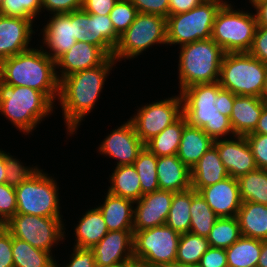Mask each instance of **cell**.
<instances>
[{"label": "cell", "instance_id": "obj_1", "mask_svg": "<svg viewBox=\"0 0 267 267\" xmlns=\"http://www.w3.org/2000/svg\"><path fill=\"white\" fill-rule=\"evenodd\" d=\"M115 61L113 57H108L101 65L70 74L60 81L58 99L63 108L67 130L71 134L94 108Z\"/></svg>", "mask_w": 267, "mask_h": 267}, {"label": "cell", "instance_id": "obj_2", "mask_svg": "<svg viewBox=\"0 0 267 267\" xmlns=\"http://www.w3.org/2000/svg\"><path fill=\"white\" fill-rule=\"evenodd\" d=\"M31 48L0 62V80L43 92L52 102L59 97L55 61L42 49ZM56 95V96H55Z\"/></svg>", "mask_w": 267, "mask_h": 267}, {"label": "cell", "instance_id": "obj_3", "mask_svg": "<svg viewBox=\"0 0 267 267\" xmlns=\"http://www.w3.org/2000/svg\"><path fill=\"white\" fill-rule=\"evenodd\" d=\"M220 86L219 81L196 84L183 89L180 94L183 102V115L187 123L199 127L214 141L232 133L229 117L218 112L215 107Z\"/></svg>", "mask_w": 267, "mask_h": 267}, {"label": "cell", "instance_id": "obj_4", "mask_svg": "<svg viewBox=\"0 0 267 267\" xmlns=\"http://www.w3.org/2000/svg\"><path fill=\"white\" fill-rule=\"evenodd\" d=\"M52 104L43 92L0 80V112L26 134L51 113Z\"/></svg>", "mask_w": 267, "mask_h": 267}, {"label": "cell", "instance_id": "obj_5", "mask_svg": "<svg viewBox=\"0 0 267 267\" xmlns=\"http://www.w3.org/2000/svg\"><path fill=\"white\" fill-rule=\"evenodd\" d=\"M180 49V92L196 84L219 81L225 52L212 38L182 45Z\"/></svg>", "mask_w": 267, "mask_h": 267}, {"label": "cell", "instance_id": "obj_6", "mask_svg": "<svg viewBox=\"0 0 267 267\" xmlns=\"http://www.w3.org/2000/svg\"><path fill=\"white\" fill-rule=\"evenodd\" d=\"M267 64L248 52L225 53L220 69V86L235 95L263 99Z\"/></svg>", "mask_w": 267, "mask_h": 267}, {"label": "cell", "instance_id": "obj_7", "mask_svg": "<svg viewBox=\"0 0 267 267\" xmlns=\"http://www.w3.org/2000/svg\"><path fill=\"white\" fill-rule=\"evenodd\" d=\"M256 28L254 14L233 10L225 1L215 16L211 38L225 53L248 52Z\"/></svg>", "mask_w": 267, "mask_h": 267}, {"label": "cell", "instance_id": "obj_8", "mask_svg": "<svg viewBox=\"0 0 267 267\" xmlns=\"http://www.w3.org/2000/svg\"><path fill=\"white\" fill-rule=\"evenodd\" d=\"M225 2L203 0L198 6L166 18L167 44L185 45L211 38L215 16Z\"/></svg>", "mask_w": 267, "mask_h": 267}, {"label": "cell", "instance_id": "obj_9", "mask_svg": "<svg viewBox=\"0 0 267 267\" xmlns=\"http://www.w3.org/2000/svg\"><path fill=\"white\" fill-rule=\"evenodd\" d=\"M38 169L27 181L15 187L17 214L61 217L55 180Z\"/></svg>", "mask_w": 267, "mask_h": 267}, {"label": "cell", "instance_id": "obj_10", "mask_svg": "<svg viewBox=\"0 0 267 267\" xmlns=\"http://www.w3.org/2000/svg\"><path fill=\"white\" fill-rule=\"evenodd\" d=\"M155 43L167 44L166 18L138 13L134 22L119 37L112 57L115 60L132 59Z\"/></svg>", "mask_w": 267, "mask_h": 267}, {"label": "cell", "instance_id": "obj_11", "mask_svg": "<svg viewBox=\"0 0 267 267\" xmlns=\"http://www.w3.org/2000/svg\"><path fill=\"white\" fill-rule=\"evenodd\" d=\"M180 234L169 226H156L134 232L133 257L160 267L176 261Z\"/></svg>", "mask_w": 267, "mask_h": 267}, {"label": "cell", "instance_id": "obj_12", "mask_svg": "<svg viewBox=\"0 0 267 267\" xmlns=\"http://www.w3.org/2000/svg\"><path fill=\"white\" fill-rule=\"evenodd\" d=\"M4 227L15 238L33 247L51 252L53 244L64 238L61 217H40L31 214H15Z\"/></svg>", "mask_w": 267, "mask_h": 267}, {"label": "cell", "instance_id": "obj_13", "mask_svg": "<svg viewBox=\"0 0 267 267\" xmlns=\"http://www.w3.org/2000/svg\"><path fill=\"white\" fill-rule=\"evenodd\" d=\"M183 115L181 94L178 97L166 98L153 104L139 108L137 115L130 121L133 123L136 134L145 144L154 136L161 133L166 127L173 124Z\"/></svg>", "mask_w": 267, "mask_h": 267}, {"label": "cell", "instance_id": "obj_14", "mask_svg": "<svg viewBox=\"0 0 267 267\" xmlns=\"http://www.w3.org/2000/svg\"><path fill=\"white\" fill-rule=\"evenodd\" d=\"M73 37L78 42L98 46L108 57H112L119 41L109 15L86 13L83 9L72 11Z\"/></svg>", "mask_w": 267, "mask_h": 267}, {"label": "cell", "instance_id": "obj_15", "mask_svg": "<svg viewBox=\"0 0 267 267\" xmlns=\"http://www.w3.org/2000/svg\"><path fill=\"white\" fill-rule=\"evenodd\" d=\"M174 192L157 190L145 194L134 203L133 233L144 229L165 225Z\"/></svg>", "mask_w": 267, "mask_h": 267}, {"label": "cell", "instance_id": "obj_16", "mask_svg": "<svg viewBox=\"0 0 267 267\" xmlns=\"http://www.w3.org/2000/svg\"><path fill=\"white\" fill-rule=\"evenodd\" d=\"M143 147L144 143L136 134L133 123L128 120L104 139L99 151L118 159L117 166H123L133 164Z\"/></svg>", "mask_w": 267, "mask_h": 267}, {"label": "cell", "instance_id": "obj_17", "mask_svg": "<svg viewBox=\"0 0 267 267\" xmlns=\"http://www.w3.org/2000/svg\"><path fill=\"white\" fill-rule=\"evenodd\" d=\"M133 230L108 231L91 249L96 267L124 264L133 259Z\"/></svg>", "mask_w": 267, "mask_h": 267}, {"label": "cell", "instance_id": "obj_18", "mask_svg": "<svg viewBox=\"0 0 267 267\" xmlns=\"http://www.w3.org/2000/svg\"><path fill=\"white\" fill-rule=\"evenodd\" d=\"M237 140L224 138L214 141L220 159L229 175L238 178L257 169L251 147L245 136H235Z\"/></svg>", "mask_w": 267, "mask_h": 267}, {"label": "cell", "instance_id": "obj_19", "mask_svg": "<svg viewBox=\"0 0 267 267\" xmlns=\"http://www.w3.org/2000/svg\"><path fill=\"white\" fill-rule=\"evenodd\" d=\"M199 193L219 218L237 217L242 204L237 178L229 176Z\"/></svg>", "mask_w": 267, "mask_h": 267}, {"label": "cell", "instance_id": "obj_20", "mask_svg": "<svg viewBox=\"0 0 267 267\" xmlns=\"http://www.w3.org/2000/svg\"><path fill=\"white\" fill-rule=\"evenodd\" d=\"M33 34L29 19L0 15V62L27 51Z\"/></svg>", "mask_w": 267, "mask_h": 267}, {"label": "cell", "instance_id": "obj_21", "mask_svg": "<svg viewBox=\"0 0 267 267\" xmlns=\"http://www.w3.org/2000/svg\"><path fill=\"white\" fill-rule=\"evenodd\" d=\"M108 56L96 45L76 41L72 48L55 61V66L62 68L59 82L66 76L95 68L101 65Z\"/></svg>", "mask_w": 267, "mask_h": 267}, {"label": "cell", "instance_id": "obj_22", "mask_svg": "<svg viewBox=\"0 0 267 267\" xmlns=\"http://www.w3.org/2000/svg\"><path fill=\"white\" fill-rule=\"evenodd\" d=\"M43 31V42L53 53L45 52L52 60L56 61L60 56L69 51L75 44L73 37L72 12L53 14ZM52 54V55H51Z\"/></svg>", "mask_w": 267, "mask_h": 267}, {"label": "cell", "instance_id": "obj_23", "mask_svg": "<svg viewBox=\"0 0 267 267\" xmlns=\"http://www.w3.org/2000/svg\"><path fill=\"white\" fill-rule=\"evenodd\" d=\"M266 104L265 100L255 96L237 95L235 97L229 117L235 136H246L254 132Z\"/></svg>", "mask_w": 267, "mask_h": 267}, {"label": "cell", "instance_id": "obj_24", "mask_svg": "<svg viewBox=\"0 0 267 267\" xmlns=\"http://www.w3.org/2000/svg\"><path fill=\"white\" fill-rule=\"evenodd\" d=\"M156 170L160 190L176 193L191 188V170L177 155L157 157Z\"/></svg>", "mask_w": 267, "mask_h": 267}, {"label": "cell", "instance_id": "obj_25", "mask_svg": "<svg viewBox=\"0 0 267 267\" xmlns=\"http://www.w3.org/2000/svg\"><path fill=\"white\" fill-rule=\"evenodd\" d=\"M229 176L217 148L213 145L191 168V188L199 192L202 188L220 182Z\"/></svg>", "mask_w": 267, "mask_h": 267}, {"label": "cell", "instance_id": "obj_26", "mask_svg": "<svg viewBox=\"0 0 267 267\" xmlns=\"http://www.w3.org/2000/svg\"><path fill=\"white\" fill-rule=\"evenodd\" d=\"M213 145L214 140L203 129L187 123L181 136L177 157L191 170Z\"/></svg>", "mask_w": 267, "mask_h": 267}, {"label": "cell", "instance_id": "obj_27", "mask_svg": "<svg viewBox=\"0 0 267 267\" xmlns=\"http://www.w3.org/2000/svg\"><path fill=\"white\" fill-rule=\"evenodd\" d=\"M134 201L107 193L98 209L104 217L108 231L133 230Z\"/></svg>", "mask_w": 267, "mask_h": 267}, {"label": "cell", "instance_id": "obj_28", "mask_svg": "<svg viewBox=\"0 0 267 267\" xmlns=\"http://www.w3.org/2000/svg\"><path fill=\"white\" fill-rule=\"evenodd\" d=\"M237 218L242 236L267 240V205L242 202Z\"/></svg>", "mask_w": 267, "mask_h": 267}, {"label": "cell", "instance_id": "obj_29", "mask_svg": "<svg viewBox=\"0 0 267 267\" xmlns=\"http://www.w3.org/2000/svg\"><path fill=\"white\" fill-rule=\"evenodd\" d=\"M75 247L92 248L107 233L104 217L98 208L88 210L75 228Z\"/></svg>", "mask_w": 267, "mask_h": 267}, {"label": "cell", "instance_id": "obj_30", "mask_svg": "<svg viewBox=\"0 0 267 267\" xmlns=\"http://www.w3.org/2000/svg\"><path fill=\"white\" fill-rule=\"evenodd\" d=\"M111 185L108 193L122 198L131 199L134 202L142 196L139 175L133 164L116 166L110 176Z\"/></svg>", "mask_w": 267, "mask_h": 267}, {"label": "cell", "instance_id": "obj_31", "mask_svg": "<svg viewBox=\"0 0 267 267\" xmlns=\"http://www.w3.org/2000/svg\"><path fill=\"white\" fill-rule=\"evenodd\" d=\"M186 117L182 115L161 133L147 141L144 146L157 157L177 155Z\"/></svg>", "mask_w": 267, "mask_h": 267}, {"label": "cell", "instance_id": "obj_32", "mask_svg": "<svg viewBox=\"0 0 267 267\" xmlns=\"http://www.w3.org/2000/svg\"><path fill=\"white\" fill-rule=\"evenodd\" d=\"M262 240L241 236L225 249L228 267H257Z\"/></svg>", "mask_w": 267, "mask_h": 267}, {"label": "cell", "instance_id": "obj_33", "mask_svg": "<svg viewBox=\"0 0 267 267\" xmlns=\"http://www.w3.org/2000/svg\"><path fill=\"white\" fill-rule=\"evenodd\" d=\"M14 267H55L52 253L37 249L12 236Z\"/></svg>", "mask_w": 267, "mask_h": 267}, {"label": "cell", "instance_id": "obj_34", "mask_svg": "<svg viewBox=\"0 0 267 267\" xmlns=\"http://www.w3.org/2000/svg\"><path fill=\"white\" fill-rule=\"evenodd\" d=\"M242 202L267 205V170L257 168L237 178Z\"/></svg>", "mask_w": 267, "mask_h": 267}, {"label": "cell", "instance_id": "obj_35", "mask_svg": "<svg viewBox=\"0 0 267 267\" xmlns=\"http://www.w3.org/2000/svg\"><path fill=\"white\" fill-rule=\"evenodd\" d=\"M190 232L207 237L219 218L202 195L192 188Z\"/></svg>", "mask_w": 267, "mask_h": 267}, {"label": "cell", "instance_id": "obj_36", "mask_svg": "<svg viewBox=\"0 0 267 267\" xmlns=\"http://www.w3.org/2000/svg\"><path fill=\"white\" fill-rule=\"evenodd\" d=\"M191 200L192 188L185 191L176 192L173 195L171 208L165 224L180 235L190 232Z\"/></svg>", "mask_w": 267, "mask_h": 267}, {"label": "cell", "instance_id": "obj_37", "mask_svg": "<svg viewBox=\"0 0 267 267\" xmlns=\"http://www.w3.org/2000/svg\"><path fill=\"white\" fill-rule=\"evenodd\" d=\"M209 247L207 237L191 232L181 234L175 262L197 267L202 255Z\"/></svg>", "mask_w": 267, "mask_h": 267}, {"label": "cell", "instance_id": "obj_38", "mask_svg": "<svg viewBox=\"0 0 267 267\" xmlns=\"http://www.w3.org/2000/svg\"><path fill=\"white\" fill-rule=\"evenodd\" d=\"M242 236L237 217L218 218L207 240L211 247L227 249Z\"/></svg>", "mask_w": 267, "mask_h": 267}, {"label": "cell", "instance_id": "obj_39", "mask_svg": "<svg viewBox=\"0 0 267 267\" xmlns=\"http://www.w3.org/2000/svg\"><path fill=\"white\" fill-rule=\"evenodd\" d=\"M133 165L139 175L142 196L160 190L157 177V156L145 146L138 153Z\"/></svg>", "mask_w": 267, "mask_h": 267}, {"label": "cell", "instance_id": "obj_40", "mask_svg": "<svg viewBox=\"0 0 267 267\" xmlns=\"http://www.w3.org/2000/svg\"><path fill=\"white\" fill-rule=\"evenodd\" d=\"M41 8V0H4L0 7V15L29 19L33 22Z\"/></svg>", "mask_w": 267, "mask_h": 267}, {"label": "cell", "instance_id": "obj_41", "mask_svg": "<svg viewBox=\"0 0 267 267\" xmlns=\"http://www.w3.org/2000/svg\"><path fill=\"white\" fill-rule=\"evenodd\" d=\"M137 14L131 0H118L109 14L115 32L121 36L134 22Z\"/></svg>", "mask_w": 267, "mask_h": 267}, {"label": "cell", "instance_id": "obj_42", "mask_svg": "<svg viewBox=\"0 0 267 267\" xmlns=\"http://www.w3.org/2000/svg\"><path fill=\"white\" fill-rule=\"evenodd\" d=\"M5 183L12 187H17L27 181L37 170V167L27 168L22 166L19 160L5 153Z\"/></svg>", "mask_w": 267, "mask_h": 267}, {"label": "cell", "instance_id": "obj_43", "mask_svg": "<svg viewBox=\"0 0 267 267\" xmlns=\"http://www.w3.org/2000/svg\"><path fill=\"white\" fill-rule=\"evenodd\" d=\"M17 211L15 187L0 184V222L6 224Z\"/></svg>", "mask_w": 267, "mask_h": 267}, {"label": "cell", "instance_id": "obj_44", "mask_svg": "<svg viewBox=\"0 0 267 267\" xmlns=\"http://www.w3.org/2000/svg\"><path fill=\"white\" fill-rule=\"evenodd\" d=\"M245 137L251 147L257 168L267 170V135L248 134Z\"/></svg>", "mask_w": 267, "mask_h": 267}, {"label": "cell", "instance_id": "obj_45", "mask_svg": "<svg viewBox=\"0 0 267 267\" xmlns=\"http://www.w3.org/2000/svg\"><path fill=\"white\" fill-rule=\"evenodd\" d=\"M138 13L169 16V0H131Z\"/></svg>", "mask_w": 267, "mask_h": 267}, {"label": "cell", "instance_id": "obj_46", "mask_svg": "<svg viewBox=\"0 0 267 267\" xmlns=\"http://www.w3.org/2000/svg\"><path fill=\"white\" fill-rule=\"evenodd\" d=\"M254 58L267 64V27L257 26L251 48L248 51Z\"/></svg>", "mask_w": 267, "mask_h": 267}, {"label": "cell", "instance_id": "obj_47", "mask_svg": "<svg viewBox=\"0 0 267 267\" xmlns=\"http://www.w3.org/2000/svg\"><path fill=\"white\" fill-rule=\"evenodd\" d=\"M42 7L52 14L70 13L80 10L83 7L84 0H41Z\"/></svg>", "mask_w": 267, "mask_h": 267}, {"label": "cell", "instance_id": "obj_48", "mask_svg": "<svg viewBox=\"0 0 267 267\" xmlns=\"http://www.w3.org/2000/svg\"><path fill=\"white\" fill-rule=\"evenodd\" d=\"M197 267H228L225 249L210 246L202 255Z\"/></svg>", "mask_w": 267, "mask_h": 267}, {"label": "cell", "instance_id": "obj_49", "mask_svg": "<svg viewBox=\"0 0 267 267\" xmlns=\"http://www.w3.org/2000/svg\"><path fill=\"white\" fill-rule=\"evenodd\" d=\"M55 267H59L56 262ZM64 267H96L93 250L91 248L74 247L71 261Z\"/></svg>", "mask_w": 267, "mask_h": 267}, {"label": "cell", "instance_id": "obj_50", "mask_svg": "<svg viewBox=\"0 0 267 267\" xmlns=\"http://www.w3.org/2000/svg\"><path fill=\"white\" fill-rule=\"evenodd\" d=\"M0 267H14L12 235L4 226L0 229Z\"/></svg>", "mask_w": 267, "mask_h": 267}, {"label": "cell", "instance_id": "obj_51", "mask_svg": "<svg viewBox=\"0 0 267 267\" xmlns=\"http://www.w3.org/2000/svg\"><path fill=\"white\" fill-rule=\"evenodd\" d=\"M118 0H84L82 9L89 14L109 15Z\"/></svg>", "mask_w": 267, "mask_h": 267}, {"label": "cell", "instance_id": "obj_52", "mask_svg": "<svg viewBox=\"0 0 267 267\" xmlns=\"http://www.w3.org/2000/svg\"><path fill=\"white\" fill-rule=\"evenodd\" d=\"M236 96L237 95L230 92L229 90L221 88L218 92L215 102V107L217 108L218 112L226 115L227 117H230Z\"/></svg>", "mask_w": 267, "mask_h": 267}, {"label": "cell", "instance_id": "obj_53", "mask_svg": "<svg viewBox=\"0 0 267 267\" xmlns=\"http://www.w3.org/2000/svg\"><path fill=\"white\" fill-rule=\"evenodd\" d=\"M203 0H169V15L187 12L198 6Z\"/></svg>", "mask_w": 267, "mask_h": 267}, {"label": "cell", "instance_id": "obj_54", "mask_svg": "<svg viewBox=\"0 0 267 267\" xmlns=\"http://www.w3.org/2000/svg\"><path fill=\"white\" fill-rule=\"evenodd\" d=\"M256 9L255 18L257 21V26L267 27V0H263L254 5Z\"/></svg>", "mask_w": 267, "mask_h": 267}, {"label": "cell", "instance_id": "obj_55", "mask_svg": "<svg viewBox=\"0 0 267 267\" xmlns=\"http://www.w3.org/2000/svg\"><path fill=\"white\" fill-rule=\"evenodd\" d=\"M250 134L267 135V104L264 106L257 127L255 128L254 132Z\"/></svg>", "mask_w": 267, "mask_h": 267}, {"label": "cell", "instance_id": "obj_56", "mask_svg": "<svg viewBox=\"0 0 267 267\" xmlns=\"http://www.w3.org/2000/svg\"><path fill=\"white\" fill-rule=\"evenodd\" d=\"M257 267H267V240L262 241V249Z\"/></svg>", "mask_w": 267, "mask_h": 267}, {"label": "cell", "instance_id": "obj_57", "mask_svg": "<svg viewBox=\"0 0 267 267\" xmlns=\"http://www.w3.org/2000/svg\"><path fill=\"white\" fill-rule=\"evenodd\" d=\"M6 170H5V152L0 150V184L5 183Z\"/></svg>", "mask_w": 267, "mask_h": 267}, {"label": "cell", "instance_id": "obj_58", "mask_svg": "<svg viewBox=\"0 0 267 267\" xmlns=\"http://www.w3.org/2000/svg\"><path fill=\"white\" fill-rule=\"evenodd\" d=\"M124 267H152L147 262L139 259H131L124 263Z\"/></svg>", "mask_w": 267, "mask_h": 267}, {"label": "cell", "instance_id": "obj_59", "mask_svg": "<svg viewBox=\"0 0 267 267\" xmlns=\"http://www.w3.org/2000/svg\"><path fill=\"white\" fill-rule=\"evenodd\" d=\"M160 267H196V266L185 265V264H180V263L174 262V263L166 264V265H163Z\"/></svg>", "mask_w": 267, "mask_h": 267}, {"label": "cell", "instance_id": "obj_60", "mask_svg": "<svg viewBox=\"0 0 267 267\" xmlns=\"http://www.w3.org/2000/svg\"><path fill=\"white\" fill-rule=\"evenodd\" d=\"M263 100L267 102V70H266L264 86H263Z\"/></svg>", "mask_w": 267, "mask_h": 267}, {"label": "cell", "instance_id": "obj_61", "mask_svg": "<svg viewBox=\"0 0 267 267\" xmlns=\"http://www.w3.org/2000/svg\"><path fill=\"white\" fill-rule=\"evenodd\" d=\"M104 267H124V264H114V265L104 266Z\"/></svg>", "mask_w": 267, "mask_h": 267}, {"label": "cell", "instance_id": "obj_62", "mask_svg": "<svg viewBox=\"0 0 267 267\" xmlns=\"http://www.w3.org/2000/svg\"><path fill=\"white\" fill-rule=\"evenodd\" d=\"M263 0H250L251 4L254 6L255 4L261 2Z\"/></svg>", "mask_w": 267, "mask_h": 267}, {"label": "cell", "instance_id": "obj_63", "mask_svg": "<svg viewBox=\"0 0 267 267\" xmlns=\"http://www.w3.org/2000/svg\"><path fill=\"white\" fill-rule=\"evenodd\" d=\"M3 2H4V0H0V7L2 6Z\"/></svg>", "mask_w": 267, "mask_h": 267}, {"label": "cell", "instance_id": "obj_64", "mask_svg": "<svg viewBox=\"0 0 267 267\" xmlns=\"http://www.w3.org/2000/svg\"><path fill=\"white\" fill-rule=\"evenodd\" d=\"M4 225L0 222V229L3 227Z\"/></svg>", "mask_w": 267, "mask_h": 267}]
</instances>
